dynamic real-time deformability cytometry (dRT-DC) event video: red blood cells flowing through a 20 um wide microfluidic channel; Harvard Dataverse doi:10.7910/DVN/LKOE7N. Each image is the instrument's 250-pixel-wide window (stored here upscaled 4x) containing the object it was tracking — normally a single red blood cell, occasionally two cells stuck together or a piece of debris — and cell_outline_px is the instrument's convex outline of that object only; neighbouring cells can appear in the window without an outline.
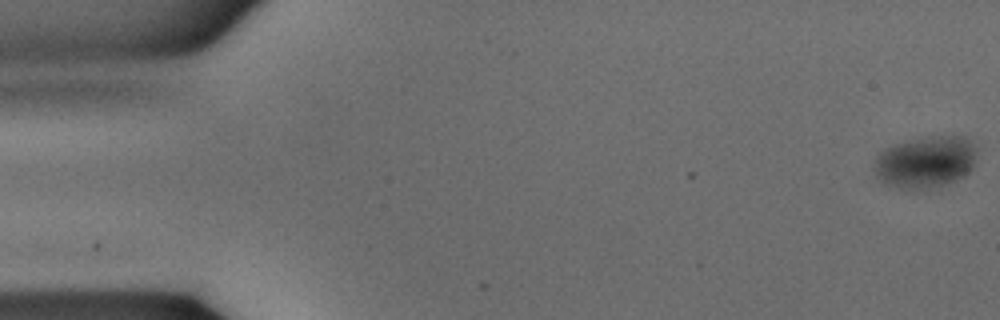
{"species": "common noctule bat (a hibernating species)", "species_latin": "Nyctalus noctula", "temperature_condition": "warm", "stored_images_in_passage": 37, "camera_frame_rate_fps": 3000, "um_per_image_px": 0.085, "animal": {"sex": "male", "body_mass_g": 15.6}, "frame": {"image": 1, "passage_image": 1, "time_ms": 0.0, "image_size_px": [1000, 320], "cell_outline_px": [[976, 152], [972, 168], [964, 176], [956, 180], [944, 184], [928, 188], [892, 188], [884, 184], [876, 176], [876, 156], [884, 148], [892, 144], [920, 136], [964, 136], [976, 144]], "centroid_in_image_um": [78.66, 13.73], "position_along_channel_um": 6.3, "area_um2": 31.27}}
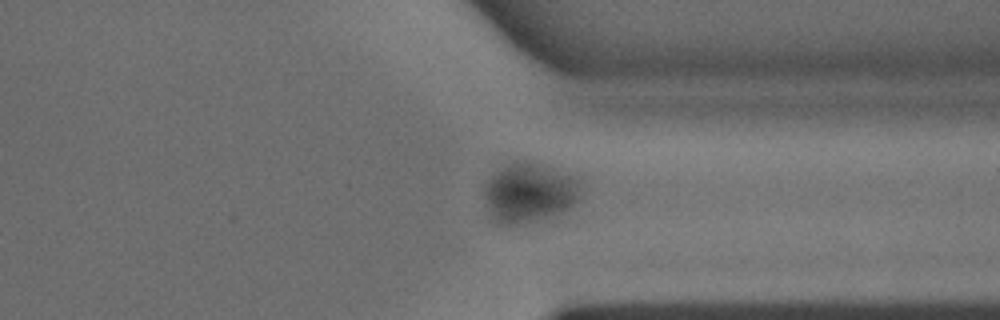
{"frame": {"image": 2, "passage_image": 28, "time_ms": 9.0, "image_size_px": [1000, 320], "cell_outline_px": [[580, 196], [568, 208], [532, 220], [508, 224], [504, 224], [496, 220], [484, 196], [484, 188], [488, 180], [496, 172], [508, 164], [516, 160], [528, 160], [540, 164], [572, 176], [580, 184]], "centroid_in_image_um": [44.98, 16.31], "position_along_channel_um": 366.4, "area_um2": 31.96}}
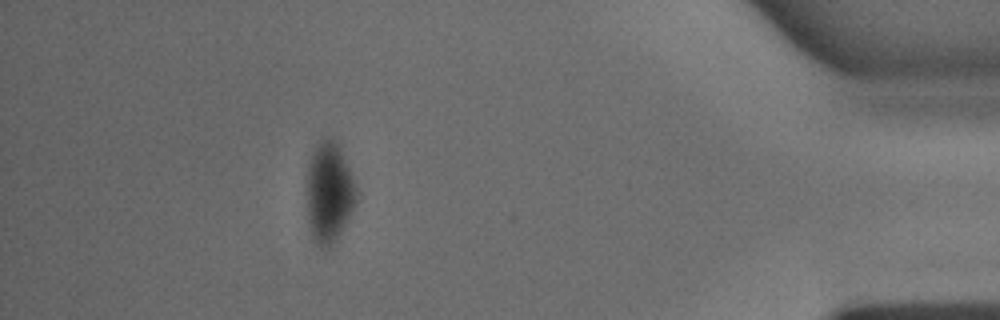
{"frame": {"image": 3, "passage_image": 33, "time_ms": 10.667, "image_size_px": [1000, 320], "cell_outline_px": [[360, 192], [356, 204], [348, 220], [336, 240], [328, 248], [320, 248], [312, 240], [308, 220], [308, 164], [312, 152], [320, 140], [332, 140], [336, 144]], "centroid_in_image_um": [27.99, 16.46], "position_along_channel_um": 407.2, "area_um2": 28.73}}